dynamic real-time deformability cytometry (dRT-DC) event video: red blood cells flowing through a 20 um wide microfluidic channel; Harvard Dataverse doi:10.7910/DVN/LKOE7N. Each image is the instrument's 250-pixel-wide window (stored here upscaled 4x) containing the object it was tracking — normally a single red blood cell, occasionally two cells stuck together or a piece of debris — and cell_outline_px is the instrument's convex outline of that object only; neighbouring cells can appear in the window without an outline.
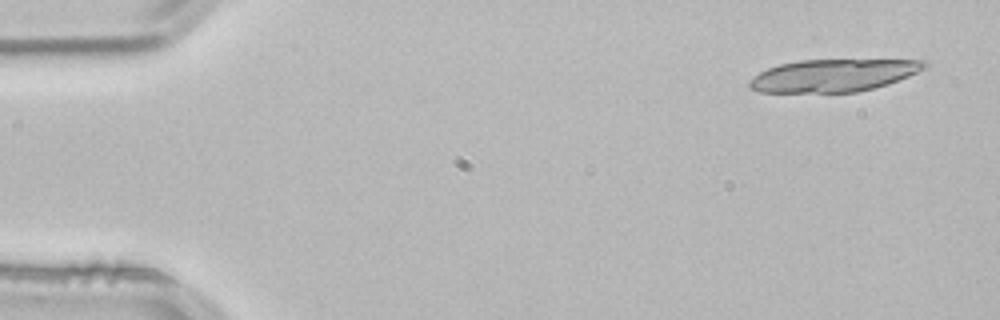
{"species": "common noctule bat (a hibernating species)", "species_latin": "Nyctalus noctula", "temperature_condition": "room temperature", "stored_images_in_passage": 15, "camera_frame_rate_fps": 3000, "um_per_image_px": 0.085, "animal": {"sex": "male", "body_mass_g": 21.5, "forearm_length_mm": 52.0}, "frame": {"image": 1, "passage_image": 3, "time_ms": 0.667, "image_size_px": [1000, 320], "cell_outline_px": [[928, 64], [924, 68], [908, 76], [888, 84], [876, 88], [856, 92], [760, 92], [752, 88], [748, 84], [748, 80], [760, 72], [768, 68], [780, 64], [800, 60], [924, 60]], "centroid_in_image_um": [70.82, 6.41], "position_along_channel_um": 14.2, "area_um2": 32.89}}